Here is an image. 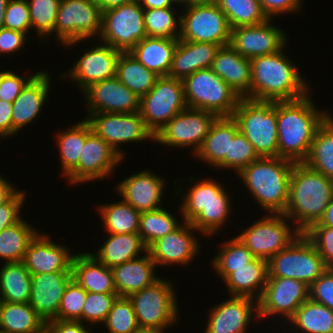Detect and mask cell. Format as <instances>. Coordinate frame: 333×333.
Returning a JSON list of instances; mask_svg holds the SVG:
<instances>
[{
  "label": "cell",
  "instance_id": "obj_1",
  "mask_svg": "<svg viewBox=\"0 0 333 333\" xmlns=\"http://www.w3.org/2000/svg\"><path fill=\"white\" fill-rule=\"evenodd\" d=\"M309 96L276 101L278 157L295 163L307 159L317 129L330 116L317 109Z\"/></svg>",
  "mask_w": 333,
  "mask_h": 333
},
{
  "label": "cell",
  "instance_id": "obj_2",
  "mask_svg": "<svg viewBox=\"0 0 333 333\" xmlns=\"http://www.w3.org/2000/svg\"><path fill=\"white\" fill-rule=\"evenodd\" d=\"M287 57L281 50L250 60V99L273 102L292 101L309 93L308 84L301 76L299 69Z\"/></svg>",
  "mask_w": 333,
  "mask_h": 333
},
{
  "label": "cell",
  "instance_id": "obj_3",
  "mask_svg": "<svg viewBox=\"0 0 333 333\" xmlns=\"http://www.w3.org/2000/svg\"><path fill=\"white\" fill-rule=\"evenodd\" d=\"M332 197L333 180L304 162L294 163L284 215L294 224L297 222L295 228L303 233L322 218Z\"/></svg>",
  "mask_w": 333,
  "mask_h": 333
},
{
  "label": "cell",
  "instance_id": "obj_4",
  "mask_svg": "<svg viewBox=\"0 0 333 333\" xmlns=\"http://www.w3.org/2000/svg\"><path fill=\"white\" fill-rule=\"evenodd\" d=\"M294 163L281 157H259L243 168L238 176L268 213L284 214Z\"/></svg>",
  "mask_w": 333,
  "mask_h": 333
},
{
  "label": "cell",
  "instance_id": "obj_5",
  "mask_svg": "<svg viewBox=\"0 0 333 333\" xmlns=\"http://www.w3.org/2000/svg\"><path fill=\"white\" fill-rule=\"evenodd\" d=\"M194 184L186 191L180 211L182 221L190 223L197 231L212 236L225 225L231 212L229 193L219 182L202 179L196 182L195 177L189 181ZM224 224V225H223Z\"/></svg>",
  "mask_w": 333,
  "mask_h": 333
},
{
  "label": "cell",
  "instance_id": "obj_6",
  "mask_svg": "<svg viewBox=\"0 0 333 333\" xmlns=\"http://www.w3.org/2000/svg\"><path fill=\"white\" fill-rule=\"evenodd\" d=\"M232 117L259 157H278L276 102L240 98Z\"/></svg>",
  "mask_w": 333,
  "mask_h": 333
},
{
  "label": "cell",
  "instance_id": "obj_7",
  "mask_svg": "<svg viewBox=\"0 0 333 333\" xmlns=\"http://www.w3.org/2000/svg\"><path fill=\"white\" fill-rule=\"evenodd\" d=\"M182 82L188 108L233 116L241 97L211 68L197 70Z\"/></svg>",
  "mask_w": 333,
  "mask_h": 333
},
{
  "label": "cell",
  "instance_id": "obj_8",
  "mask_svg": "<svg viewBox=\"0 0 333 333\" xmlns=\"http://www.w3.org/2000/svg\"><path fill=\"white\" fill-rule=\"evenodd\" d=\"M175 295L171 281L159 279L128 297L141 330L164 332L176 323L179 312Z\"/></svg>",
  "mask_w": 333,
  "mask_h": 333
},
{
  "label": "cell",
  "instance_id": "obj_9",
  "mask_svg": "<svg viewBox=\"0 0 333 333\" xmlns=\"http://www.w3.org/2000/svg\"><path fill=\"white\" fill-rule=\"evenodd\" d=\"M328 267L310 240L301 233L268 260V277H286L310 286Z\"/></svg>",
  "mask_w": 333,
  "mask_h": 333
},
{
  "label": "cell",
  "instance_id": "obj_10",
  "mask_svg": "<svg viewBox=\"0 0 333 333\" xmlns=\"http://www.w3.org/2000/svg\"><path fill=\"white\" fill-rule=\"evenodd\" d=\"M187 108L182 80L169 76L158 77L153 88L139 102V113L154 136Z\"/></svg>",
  "mask_w": 333,
  "mask_h": 333
},
{
  "label": "cell",
  "instance_id": "obj_11",
  "mask_svg": "<svg viewBox=\"0 0 333 333\" xmlns=\"http://www.w3.org/2000/svg\"><path fill=\"white\" fill-rule=\"evenodd\" d=\"M102 13L94 0H61L54 27L57 41L68 47L100 36Z\"/></svg>",
  "mask_w": 333,
  "mask_h": 333
},
{
  "label": "cell",
  "instance_id": "obj_12",
  "mask_svg": "<svg viewBox=\"0 0 333 333\" xmlns=\"http://www.w3.org/2000/svg\"><path fill=\"white\" fill-rule=\"evenodd\" d=\"M184 8L180 16V40L213 43L220 47L230 44L231 27L216 3Z\"/></svg>",
  "mask_w": 333,
  "mask_h": 333
},
{
  "label": "cell",
  "instance_id": "obj_13",
  "mask_svg": "<svg viewBox=\"0 0 333 333\" xmlns=\"http://www.w3.org/2000/svg\"><path fill=\"white\" fill-rule=\"evenodd\" d=\"M143 16L139 1L103 11L100 43L129 52L147 36Z\"/></svg>",
  "mask_w": 333,
  "mask_h": 333
},
{
  "label": "cell",
  "instance_id": "obj_14",
  "mask_svg": "<svg viewBox=\"0 0 333 333\" xmlns=\"http://www.w3.org/2000/svg\"><path fill=\"white\" fill-rule=\"evenodd\" d=\"M289 219L284 214H270L260 219L236 236L255 258L268 261L284 250L301 232L296 228L291 232Z\"/></svg>",
  "mask_w": 333,
  "mask_h": 333
},
{
  "label": "cell",
  "instance_id": "obj_15",
  "mask_svg": "<svg viewBox=\"0 0 333 333\" xmlns=\"http://www.w3.org/2000/svg\"><path fill=\"white\" fill-rule=\"evenodd\" d=\"M217 117L210 111L187 108L176 114L154 136V142L179 148L193 146L195 154Z\"/></svg>",
  "mask_w": 333,
  "mask_h": 333
},
{
  "label": "cell",
  "instance_id": "obj_16",
  "mask_svg": "<svg viewBox=\"0 0 333 333\" xmlns=\"http://www.w3.org/2000/svg\"><path fill=\"white\" fill-rule=\"evenodd\" d=\"M92 130L124 158L119 144L153 139L139 111L135 113H92L86 117Z\"/></svg>",
  "mask_w": 333,
  "mask_h": 333
},
{
  "label": "cell",
  "instance_id": "obj_17",
  "mask_svg": "<svg viewBox=\"0 0 333 333\" xmlns=\"http://www.w3.org/2000/svg\"><path fill=\"white\" fill-rule=\"evenodd\" d=\"M123 158L98 136L86 119V139L78 165L67 175L68 182L78 184L95 179L103 180L113 173Z\"/></svg>",
  "mask_w": 333,
  "mask_h": 333
},
{
  "label": "cell",
  "instance_id": "obj_18",
  "mask_svg": "<svg viewBox=\"0 0 333 333\" xmlns=\"http://www.w3.org/2000/svg\"><path fill=\"white\" fill-rule=\"evenodd\" d=\"M308 299L309 286L304 282L286 277H268L258 300V318L277 314L290 320Z\"/></svg>",
  "mask_w": 333,
  "mask_h": 333
},
{
  "label": "cell",
  "instance_id": "obj_19",
  "mask_svg": "<svg viewBox=\"0 0 333 333\" xmlns=\"http://www.w3.org/2000/svg\"><path fill=\"white\" fill-rule=\"evenodd\" d=\"M270 22L271 19L258 25L232 28L230 45L250 60L285 50L287 37L284 31Z\"/></svg>",
  "mask_w": 333,
  "mask_h": 333
},
{
  "label": "cell",
  "instance_id": "obj_20",
  "mask_svg": "<svg viewBox=\"0 0 333 333\" xmlns=\"http://www.w3.org/2000/svg\"><path fill=\"white\" fill-rule=\"evenodd\" d=\"M88 116L92 113H135L139 111L140 98L115 76L90 84L83 91Z\"/></svg>",
  "mask_w": 333,
  "mask_h": 333
},
{
  "label": "cell",
  "instance_id": "obj_21",
  "mask_svg": "<svg viewBox=\"0 0 333 333\" xmlns=\"http://www.w3.org/2000/svg\"><path fill=\"white\" fill-rule=\"evenodd\" d=\"M192 230L197 231L190 223L183 221L175 230L153 242L147 252L155 264L186 265L193 261L195 255H198L200 244Z\"/></svg>",
  "mask_w": 333,
  "mask_h": 333
},
{
  "label": "cell",
  "instance_id": "obj_22",
  "mask_svg": "<svg viewBox=\"0 0 333 333\" xmlns=\"http://www.w3.org/2000/svg\"><path fill=\"white\" fill-rule=\"evenodd\" d=\"M121 51L102 43L86 50L63 78H71L82 91L90 84L116 76L117 61ZM69 74V75H68ZM66 76V77H65Z\"/></svg>",
  "mask_w": 333,
  "mask_h": 333
},
{
  "label": "cell",
  "instance_id": "obj_23",
  "mask_svg": "<svg viewBox=\"0 0 333 333\" xmlns=\"http://www.w3.org/2000/svg\"><path fill=\"white\" fill-rule=\"evenodd\" d=\"M72 279V271L31 275L29 304L45 323L57 318L61 299Z\"/></svg>",
  "mask_w": 333,
  "mask_h": 333
},
{
  "label": "cell",
  "instance_id": "obj_24",
  "mask_svg": "<svg viewBox=\"0 0 333 333\" xmlns=\"http://www.w3.org/2000/svg\"><path fill=\"white\" fill-rule=\"evenodd\" d=\"M256 303V304H254ZM256 305V307H255ZM258 318V301L249 297L231 296L209 312L204 333H246L252 314Z\"/></svg>",
  "mask_w": 333,
  "mask_h": 333
},
{
  "label": "cell",
  "instance_id": "obj_25",
  "mask_svg": "<svg viewBox=\"0 0 333 333\" xmlns=\"http://www.w3.org/2000/svg\"><path fill=\"white\" fill-rule=\"evenodd\" d=\"M74 255L67 246L54 243L48 235L36 234L30 241L23 262L31 275L72 271Z\"/></svg>",
  "mask_w": 333,
  "mask_h": 333
},
{
  "label": "cell",
  "instance_id": "obj_26",
  "mask_svg": "<svg viewBox=\"0 0 333 333\" xmlns=\"http://www.w3.org/2000/svg\"><path fill=\"white\" fill-rule=\"evenodd\" d=\"M164 178L155 175L150 170L138 172L122 180L117 185L119 195L140 213L162 208Z\"/></svg>",
  "mask_w": 333,
  "mask_h": 333
},
{
  "label": "cell",
  "instance_id": "obj_27",
  "mask_svg": "<svg viewBox=\"0 0 333 333\" xmlns=\"http://www.w3.org/2000/svg\"><path fill=\"white\" fill-rule=\"evenodd\" d=\"M238 131V123L232 116L217 117L208 135L193 155L211 166L228 169L230 140H233Z\"/></svg>",
  "mask_w": 333,
  "mask_h": 333
},
{
  "label": "cell",
  "instance_id": "obj_28",
  "mask_svg": "<svg viewBox=\"0 0 333 333\" xmlns=\"http://www.w3.org/2000/svg\"><path fill=\"white\" fill-rule=\"evenodd\" d=\"M210 68L241 98L250 99V59L241 56V54L229 44L217 50Z\"/></svg>",
  "mask_w": 333,
  "mask_h": 333
},
{
  "label": "cell",
  "instance_id": "obj_29",
  "mask_svg": "<svg viewBox=\"0 0 333 333\" xmlns=\"http://www.w3.org/2000/svg\"><path fill=\"white\" fill-rule=\"evenodd\" d=\"M50 75L45 71L39 73L24 87L13 102L12 135L20 131L24 125L31 123L42 110L48 97Z\"/></svg>",
  "mask_w": 333,
  "mask_h": 333
},
{
  "label": "cell",
  "instance_id": "obj_30",
  "mask_svg": "<svg viewBox=\"0 0 333 333\" xmlns=\"http://www.w3.org/2000/svg\"><path fill=\"white\" fill-rule=\"evenodd\" d=\"M219 48L213 43L178 39L168 76L183 80L197 70L210 68Z\"/></svg>",
  "mask_w": 333,
  "mask_h": 333
},
{
  "label": "cell",
  "instance_id": "obj_31",
  "mask_svg": "<svg viewBox=\"0 0 333 333\" xmlns=\"http://www.w3.org/2000/svg\"><path fill=\"white\" fill-rule=\"evenodd\" d=\"M157 265L146 255L127 261L111 268L114 286L119 297H129L145 287L155 283L158 278L155 275Z\"/></svg>",
  "mask_w": 333,
  "mask_h": 333
},
{
  "label": "cell",
  "instance_id": "obj_32",
  "mask_svg": "<svg viewBox=\"0 0 333 333\" xmlns=\"http://www.w3.org/2000/svg\"><path fill=\"white\" fill-rule=\"evenodd\" d=\"M72 273L73 279L87 292L117 293L111 268L100 263L91 253L74 255Z\"/></svg>",
  "mask_w": 333,
  "mask_h": 333
},
{
  "label": "cell",
  "instance_id": "obj_33",
  "mask_svg": "<svg viewBox=\"0 0 333 333\" xmlns=\"http://www.w3.org/2000/svg\"><path fill=\"white\" fill-rule=\"evenodd\" d=\"M268 276V261L254 258L246 266L233 269V273L229 274L223 281L230 297H249L258 301L267 284Z\"/></svg>",
  "mask_w": 333,
  "mask_h": 333
},
{
  "label": "cell",
  "instance_id": "obj_34",
  "mask_svg": "<svg viewBox=\"0 0 333 333\" xmlns=\"http://www.w3.org/2000/svg\"><path fill=\"white\" fill-rule=\"evenodd\" d=\"M177 43L178 39L146 36L129 52L159 77L168 76Z\"/></svg>",
  "mask_w": 333,
  "mask_h": 333
},
{
  "label": "cell",
  "instance_id": "obj_35",
  "mask_svg": "<svg viewBox=\"0 0 333 333\" xmlns=\"http://www.w3.org/2000/svg\"><path fill=\"white\" fill-rule=\"evenodd\" d=\"M108 235L107 241L97 250L98 253L91 254L109 268L140 257V252H147V248L138 233H109Z\"/></svg>",
  "mask_w": 333,
  "mask_h": 333
},
{
  "label": "cell",
  "instance_id": "obj_36",
  "mask_svg": "<svg viewBox=\"0 0 333 333\" xmlns=\"http://www.w3.org/2000/svg\"><path fill=\"white\" fill-rule=\"evenodd\" d=\"M44 320L29 303L0 301V333H42Z\"/></svg>",
  "mask_w": 333,
  "mask_h": 333
},
{
  "label": "cell",
  "instance_id": "obj_37",
  "mask_svg": "<svg viewBox=\"0 0 333 333\" xmlns=\"http://www.w3.org/2000/svg\"><path fill=\"white\" fill-rule=\"evenodd\" d=\"M31 274L23 261L10 262L0 270V301L29 303Z\"/></svg>",
  "mask_w": 333,
  "mask_h": 333
},
{
  "label": "cell",
  "instance_id": "obj_38",
  "mask_svg": "<svg viewBox=\"0 0 333 333\" xmlns=\"http://www.w3.org/2000/svg\"><path fill=\"white\" fill-rule=\"evenodd\" d=\"M116 77L139 98L155 85L158 75L147 69L130 52H121L117 61Z\"/></svg>",
  "mask_w": 333,
  "mask_h": 333
},
{
  "label": "cell",
  "instance_id": "obj_39",
  "mask_svg": "<svg viewBox=\"0 0 333 333\" xmlns=\"http://www.w3.org/2000/svg\"><path fill=\"white\" fill-rule=\"evenodd\" d=\"M330 116L317 129L311 149L304 163L333 180V117Z\"/></svg>",
  "mask_w": 333,
  "mask_h": 333
},
{
  "label": "cell",
  "instance_id": "obj_40",
  "mask_svg": "<svg viewBox=\"0 0 333 333\" xmlns=\"http://www.w3.org/2000/svg\"><path fill=\"white\" fill-rule=\"evenodd\" d=\"M39 231L23 218L0 232V258L6 263L23 261L30 241Z\"/></svg>",
  "mask_w": 333,
  "mask_h": 333
},
{
  "label": "cell",
  "instance_id": "obj_41",
  "mask_svg": "<svg viewBox=\"0 0 333 333\" xmlns=\"http://www.w3.org/2000/svg\"><path fill=\"white\" fill-rule=\"evenodd\" d=\"M289 321L302 333H333V310L310 299L296 310Z\"/></svg>",
  "mask_w": 333,
  "mask_h": 333
},
{
  "label": "cell",
  "instance_id": "obj_42",
  "mask_svg": "<svg viewBox=\"0 0 333 333\" xmlns=\"http://www.w3.org/2000/svg\"><path fill=\"white\" fill-rule=\"evenodd\" d=\"M99 208V213L107 233H138L141 213L124 199L119 202L104 204Z\"/></svg>",
  "mask_w": 333,
  "mask_h": 333
},
{
  "label": "cell",
  "instance_id": "obj_43",
  "mask_svg": "<svg viewBox=\"0 0 333 333\" xmlns=\"http://www.w3.org/2000/svg\"><path fill=\"white\" fill-rule=\"evenodd\" d=\"M216 4L227 17L231 29L269 20L259 0H216Z\"/></svg>",
  "mask_w": 333,
  "mask_h": 333
},
{
  "label": "cell",
  "instance_id": "obj_44",
  "mask_svg": "<svg viewBox=\"0 0 333 333\" xmlns=\"http://www.w3.org/2000/svg\"><path fill=\"white\" fill-rule=\"evenodd\" d=\"M62 132V133H61ZM56 134L62 163V174L67 176L77 165L86 139V118Z\"/></svg>",
  "mask_w": 333,
  "mask_h": 333
},
{
  "label": "cell",
  "instance_id": "obj_45",
  "mask_svg": "<svg viewBox=\"0 0 333 333\" xmlns=\"http://www.w3.org/2000/svg\"><path fill=\"white\" fill-rule=\"evenodd\" d=\"M179 225L177 218L172 213L160 208L140 214L138 234L148 248L153 242L172 232Z\"/></svg>",
  "mask_w": 333,
  "mask_h": 333
},
{
  "label": "cell",
  "instance_id": "obj_46",
  "mask_svg": "<svg viewBox=\"0 0 333 333\" xmlns=\"http://www.w3.org/2000/svg\"><path fill=\"white\" fill-rule=\"evenodd\" d=\"M254 258L251 251L237 237H234L224 242L223 247L212 260V264L216 273L224 280L233 273V269L246 266Z\"/></svg>",
  "mask_w": 333,
  "mask_h": 333
},
{
  "label": "cell",
  "instance_id": "obj_47",
  "mask_svg": "<svg viewBox=\"0 0 333 333\" xmlns=\"http://www.w3.org/2000/svg\"><path fill=\"white\" fill-rule=\"evenodd\" d=\"M172 7L144 9V26L148 37L179 39L181 19ZM178 20V21H177ZM178 25V26H177ZM178 31V32H177Z\"/></svg>",
  "mask_w": 333,
  "mask_h": 333
},
{
  "label": "cell",
  "instance_id": "obj_48",
  "mask_svg": "<svg viewBox=\"0 0 333 333\" xmlns=\"http://www.w3.org/2000/svg\"><path fill=\"white\" fill-rule=\"evenodd\" d=\"M104 324L110 333H138L141 331L132 302L128 297L116 299Z\"/></svg>",
  "mask_w": 333,
  "mask_h": 333
},
{
  "label": "cell",
  "instance_id": "obj_49",
  "mask_svg": "<svg viewBox=\"0 0 333 333\" xmlns=\"http://www.w3.org/2000/svg\"><path fill=\"white\" fill-rule=\"evenodd\" d=\"M61 0H27L32 28L40 37L54 33ZM52 33V34H51Z\"/></svg>",
  "mask_w": 333,
  "mask_h": 333
},
{
  "label": "cell",
  "instance_id": "obj_50",
  "mask_svg": "<svg viewBox=\"0 0 333 333\" xmlns=\"http://www.w3.org/2000/svg\"><path fill=\"white\" fill-rule=\"evenodd\" d=\"M86 296L87 291L72 279L65 289L56 319L81 322L82 308Z\"/></svg>",
  "mask_w": 333,
  "mask_h": 333
},
{
  "label": "cell",
  "instance_id": "obj_51",
  "mask_svg": "<svg viewBox=\"0 0 333 333\" xmlns=\"http://www.w3.org/2000/svg\"><path fill=\"white\" fill-rule=\"evenodd\" d=\"M117 293H94L87 292L82 308L81 322L90 324L104 323L111 307L118 298Z\"/></svg>",
  "mask_w": 333,
  "mask_h": 333
},
{
  "label": "cell",
  "instance_id": "obj_52",
  "mask_svg": "<svg viewBox=\"0 0 333 333\" xmlns=\"http://www.w3.org/2000/svg\"><path fill=\"white\" fill-rule=\"evenodd\" d=\"M259 158L254 146L249 140L238 131L230 140L229 147V169L236 170L239 173L243 168L256 161Z\"/></svg>",
  "mask_w": 333,
  "mask_h": 333
},
{
  "label": "cell",
  "instance_id": "obj_53",
  "mask_svg": "<svg viewBox=\"0 0 333 333\" xmlns=\"http://www.w3.org/2000/svg\"><path fill=\"white\" fill-rule=\"evenodd\" d=\"M303 234L324 259L326 266L333 268V227L310 226Z\"/></svg>",
  "mask_w": 333,
  "mask_h": 333
},
{
  "label": "cell",
  "instance_id": "obj_54",
  "mask_svg": "<svg viewBox=\"0 0 333 333\" xmlns=\"http://www.w3.org/2000/svg\"><path fill=\"white\" fill-rule=\"evenodd\" d=\"M4 28L28 35L32 28L27 0H8L4 15Z\"/></svg>",
  "mask_w": 333,
  "mask_h": 333
},
{
  "label": "cell",
  "instance_id": "obj_55",
  "mask_svg": "<svg viewBox=\"0 0 333 333\" xmlns=\"http://www.w3.org/2000/svg\"><path fill=\"white\" fill-rule=\"evenodd\" d=\"M309 299L333 310V268H328L309 286Z\"/></svg>",
  "mask_w": 333,
  "mask_h": 333
},
{
  "label": "cell",
  "instance_id": "obj_56",
  "mask_svg": "<svg viewBox=\"0 0 333 333\" xmlns=\"http://www.w3.org/2000/svg\"><path fill=\"white\" fill-rule=\"evenodd\" d=\"M22 78L11 71L0 72V100L13 103L24 87L38 74Z\"/></svg>",
  "mask_w": 333,
  "mask_h": 333
},
{
  "label": "cell",
  "instance_id": "obj_57",
  "mask_svg": "<svg viewBox=\"0 0 333 333\" xmlns=\"http://www.w3.org/2000/svg\"><path fill=\"white\" fill-rule=\"evenodd\" d=\"M25 197V192L18 190L7 202L0 205V232L22 219L19 213Z\"/></svg>",
  "mask_w": 333,
  "mask_h": 333
},
{
  "label": "cell",
  "instance_id": "obj_58",
  "mask_svg": "<svg viewBox=\"0 0 333 333\" xmlns=\"http://www.w3.org/2000/svg\"><path fill=\"white\" fill-rule=\"evenodd\" d=\"M27 34L7 29V28H1L0 29V53L10 54L17 52L18 50L22 49L24 47V43L26 42Z\"/></svg>",
  "mask_w": 333,
  "mask_h": 333
},
{
  "label": "cell",
  "instance_id": "obj_59",
  "mask_svg": "<svg viewBox=\"0 0 333 333\" xmlns=\"http://www.w3.org/2000/svg\"><path fill=\"white\" fill-rule=\"evenodd\" d=\"M261 7L269 19L275 15L292 13L300 9L302 0H259ZM283 13V14H282Z\"/></svg>",
  "mask_w": 333,
  "mask_h": 333
},
{
  "label": "cell",
  "instance_id": "obj_60",
  "mask_svg": "<svg viewBox=\"0 0 333 333\" xmlns=\"http://www.w3.org/2000/svg\"><path fill=\"white\" fill-rule=\"evenodd\" d=\"M80 321L50 320L45 323L47 333H92Z\"/></svg>",
  "mask_w": 333,
  "mask_h": 333
},
{
  "label": "cell",
  "instance_id": "obj_61",
  "mask_svg": "<svg viewBox=\"0 0 333 333\" xmlns=\"http://www.w3.org/2000/svg\"><path fill=\"white\" fill-rule=\"evenodd\" d=\"M12 111L13 103L0 100V136H12Z\"/></svg>",
  "mask_w": 333,
  "mask_h": 333
},
{
  "label": "cell",
  "instance_id": "obj_62",
  "mask_svg": "<svg viewBox=\"0 0 333 333\" xmlns=\"http://www.w3.org/2000/svg\"><path fill=\"white\" fill-rule=\"evenodd\" d=\"M18 190L5 180L3 176H0V205L7 202Z\"/></svg>",
  "mask_w": 333,
  "mask_h": 333
},
{
  "label": "cell",
  "instance_id": "obj_63",
  "mask_svg": "<svg viewBox=\"0 0 333 333\" xmlns=\"http://www.w3.org/2000/svg\"><path fill=\"white\" fill-rule=\"evenodd\" d=\"M143 9H156L173 7L171 0H138Z\"/></svg>",
  "mask_w": 333,
  "mask_h": 333
},
{
  "label": "cell",
  "instance_id": "obj_64",
  "mask_svg": "<svg viewBox=\"0 0 333 333\" xmlns=\"http://www.w3.org/2000/svg\"><path fill=\"white\" fill-rule=\"evenodd\" d=\"M311 226H330L333 227V197L325 209L322 218L315 224Z\"/></svg>",
  "mask_w": 333,
  "mask_h": 333
},
{
  "label": "cell",
  "instance_id": "obj_65",
  "mask_svg": "<svg viewBox=\"0 0 333 333\" xmlns=\"http://www.w3.org/2000/svg\"><path fill=\"white\" fill-rule=\"evenodd\" d=\"M102 9V11L119 7L124 4L136 2L138 0H94Z\"/></svg>",
  "mask_w": 333,
  "mask_h": 333
},
{
  "label": "cell",
  "instance_id": "obj_66",
  "mask_svg": "<svg viewBox=\"0 0 333 333\" xmlns=\"http://www.w3.org/2000/svg\"><path fill=\"white\" fill-rule=\"evenodd\" d=\"M8 0H0V29L4 28V15Z\"/></svg>",
  "mask_w": 333,
  "mask_h": 333
},
{
  "label": "cell",
  "instance_id": "obj_67",
  "mask_svg": "<svg viewBox=\"0 0 333 333\" xmlns=\"http://www.w3.org/2000/svg\"><path fill=\"white\" fill-rule=\"evenodd\" d=\"M216 0H187V5L213 4Z\"/></svg>",
  "mask_w": 333,
  "mask_h": 333
},
{
  "label": "cell",
  "instance_id": "obj_68",
  "mask_svg": "<svg viewBox=\"0 0 333 333\" xmlns=\"http://www.w3.org/2000/svg\"><path fill=\"white\" fill-rule=\"evenodd\" d=\"M172 1V3L173 4H181V5H183L184 7H186L187 6V0H171Z\"/></svg>",
  "mask_w": 333,
  "mask_h": 333
},
{
  "label": "cell",
  "instance_id": "obj_69",
  "mask_svg": "<svg viewBox=\"0 0 333 333\" xmlns=\"http://www.w3.org/2000/svg\"><path fill=\"white\" fill-rule=\"evenodd\" d=\"M138 333H164V332L141 330V331H139Z\"/></svg>",
  "mask_w": 333,
  "mask_h": 333
}]
</instances>
